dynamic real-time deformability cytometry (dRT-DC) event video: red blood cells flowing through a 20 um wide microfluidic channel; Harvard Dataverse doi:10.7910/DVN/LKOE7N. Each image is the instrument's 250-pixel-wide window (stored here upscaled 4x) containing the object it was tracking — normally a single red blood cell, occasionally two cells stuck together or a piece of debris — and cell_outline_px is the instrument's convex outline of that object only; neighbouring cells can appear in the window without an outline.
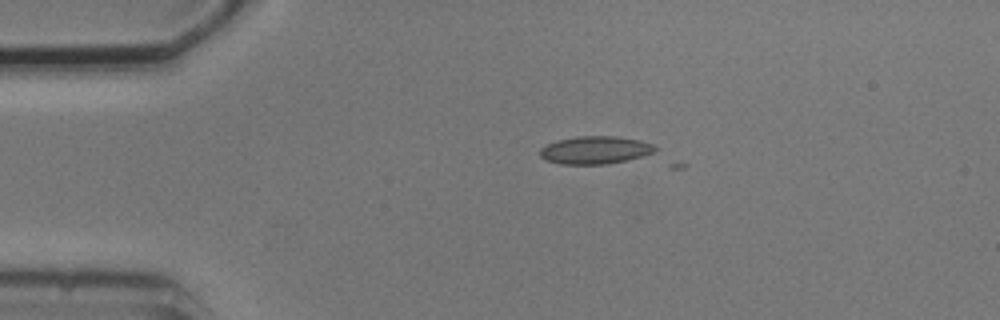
{"species": "common noctule bat (a hibernating species)", "species_latin": "Nyctalus noctula", "temperature_condition": "cold", "stored_images_in_passage": 5, "camera_frame_rate_fps": 3000, "um_per_image_px": 0.085, "animal": {"sex": "male", "body_mass_g": 20.5, "forearm_length_mm": 52.5}, "frame": {"image": 1, "passage_image": 4, "time_ms": 3.333, "image_size_px": [1000, 320], "cell_outline_px": [[656, 148], [652, 152], [628, 160], [608, 164], [560, 164], [548, 160], [540, 156], [540, 148], [556, 140], [576, 136], [616, 136], [640, 140], [652, 144]], "centroid_in_image_um": [50.56, 12.75], "position_along_channel_um": 34.4, "area_um2": 18.5}}